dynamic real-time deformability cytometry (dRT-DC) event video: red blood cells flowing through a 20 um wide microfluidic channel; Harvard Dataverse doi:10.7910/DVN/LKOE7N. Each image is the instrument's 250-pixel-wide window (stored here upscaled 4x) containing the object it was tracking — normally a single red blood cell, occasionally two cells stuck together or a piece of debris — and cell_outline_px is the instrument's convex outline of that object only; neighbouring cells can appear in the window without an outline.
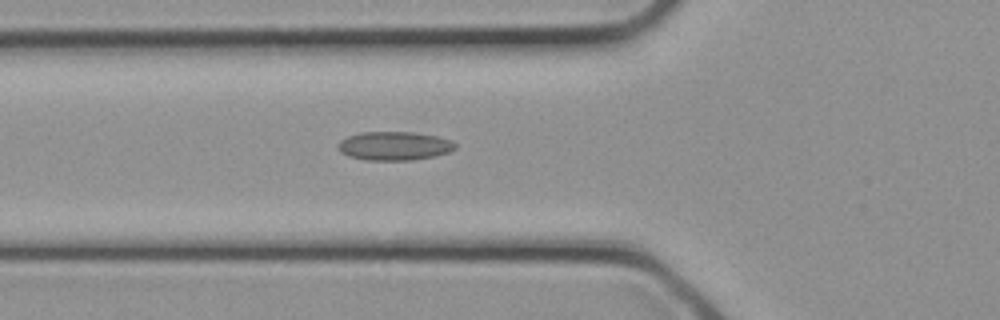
{"species": "common noctule bat (a hibernating species)", "species_latin": "Nyctalus noctula", "temperature_condition": "cold", "stored_images_in_passage": 15, "camera_frame_rate_fps": 3000, "um_per_image_px": 0.085, "animal": {"sex": "female", "body_mass_g": 21.9}, "frame": {"image": 1, "passage_image": 11, "time_ms": 3.333, "image_size_px": [1000, 320], "cell_outline_px": [[456, 148], [448, 152], [436, 156], [412, 160], [364, 160], [348, 156], [340, 152], [336, 148], [336, 144], [340, 140], [348, 136], [360, 132], [412, 132], [436, 136], [452, 140], [456, 144]], "centroid_in_image_um": [33.48, 12.4], "position_along_channel_um": 92.3, "area_um2": 19.83}}
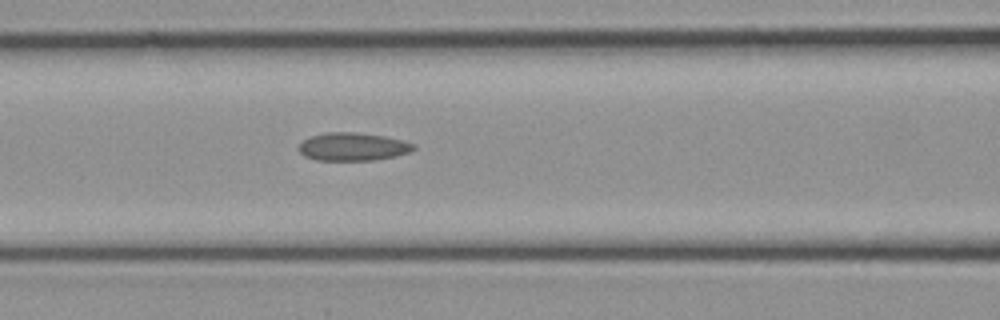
{"frame": {"image": 2, "passage_image": 13, "time_ms": 4.0, "image_size_px": [1000, 320], "cell_outline_px": [[416, 148], [412, 152], [396, 156], [376, 160], [316, 160], [304, 156], [296, 148], [308, 136], [324, 132], [356, 132], [384, 136], [404, 140], [416, 144]], "centroid_in_image_um": [30.01, 12.46], "position_along_channel_um": 136.6, "area_um2": 19.13}}
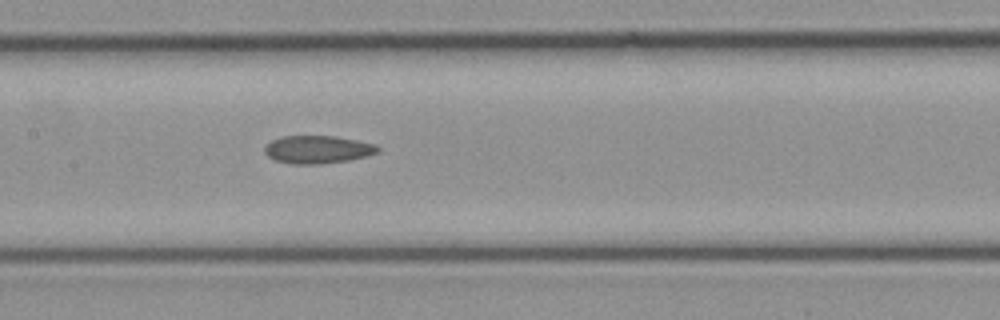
{"frame": {"image": 3, "passage_image": 15, "time_ms": 4.667, "image_size_px": [1000, 320], "cell_outline_px": [[380, 152], [348, 160], [320, 164], [292, 164], [276, 160], [268, 156], [264, 152], [264, 148], [272, 140], [284, 136], [336, 136], [376, 144], [380, 148]], "centroid_in_image_um": [27.02, 12.7], "position_along_channel_um": 180.4, "area_um2": 18.26}}